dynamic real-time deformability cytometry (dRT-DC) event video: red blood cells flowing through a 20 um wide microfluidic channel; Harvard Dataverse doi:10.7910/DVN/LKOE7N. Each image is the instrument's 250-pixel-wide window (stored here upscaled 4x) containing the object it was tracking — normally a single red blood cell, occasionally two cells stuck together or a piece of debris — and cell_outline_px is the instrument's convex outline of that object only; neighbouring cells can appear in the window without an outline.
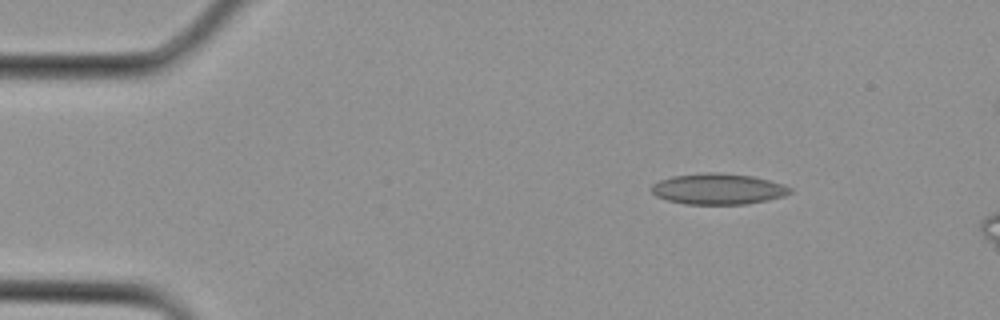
{"species": "Egyptian fruit bat (a non-hibernating species)", "species_latin": "Rousettus aegyptiacus", "temperature_condition": "cold", "stored_images_in_passage": 2, "camera_frame_rate_fps": 3000, "um_per_image_px": 0.085, "animal": {"sex": "female"}, "frame": {"image": 1, "passage_image": 1, "time_ms": 0.0, "image_size_px": [1000, 320], "cell_outline_px": [[792, 192], [784, 196], [768, 200], [748, 204], [684, 204], [668, 200], [656, 196], [648, 188], [652, 184], [660, 180], [672, 176], [708, 172], [716, 172], [752, 176], [784, 184], [792, 188]], "centroid_in_image_um": [61.03, 16.06], "position_along_channel_um": 24.0, "area_um2": 25.09}}